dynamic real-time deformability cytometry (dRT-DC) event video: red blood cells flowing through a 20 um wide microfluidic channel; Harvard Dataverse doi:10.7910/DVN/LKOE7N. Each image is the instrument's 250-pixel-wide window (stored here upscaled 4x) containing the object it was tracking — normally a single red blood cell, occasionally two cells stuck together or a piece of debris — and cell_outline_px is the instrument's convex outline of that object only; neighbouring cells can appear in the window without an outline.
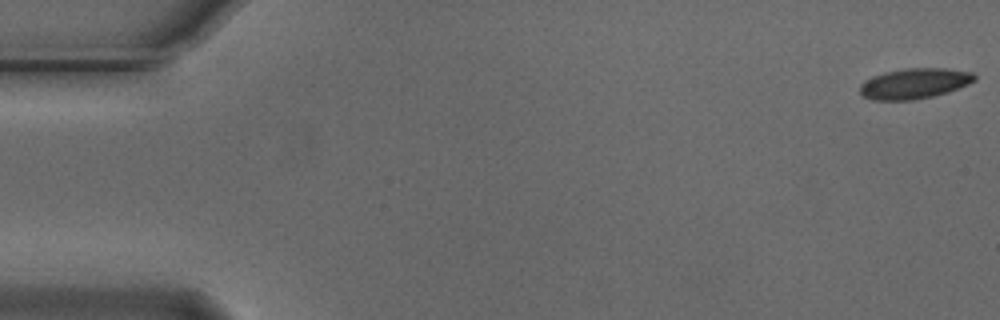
{"species": "Egyptian fruit bat (a non-hibernating species)", "species_latin": "Rousettus aegyptiacus", "temperature_condition": "cold", "stored_images_in_passage": 20, "camera_frame_rate_fps": 3000, "um_per_image_px": 0.085, "animal": {"sex": "male"}, "frame": {"image": 1, "passage_image": 1, "time_ms": 0.0, "image_size_px": [1000, 320], "cell_outline_px": [[976, 80], [968, 84], [948, 92], [932, 96], [912, 100], [872, 100], [864, 96], [860, 92], [860, 84], [864, 80], [872, 76], [884, 72], [904, 68], [948, 68], [972, 72], [976, 76]], "centroid_in_image_um": [77.72, 7.09], "position_along_channel_um": 7.3, "area_um2": 20.46}}
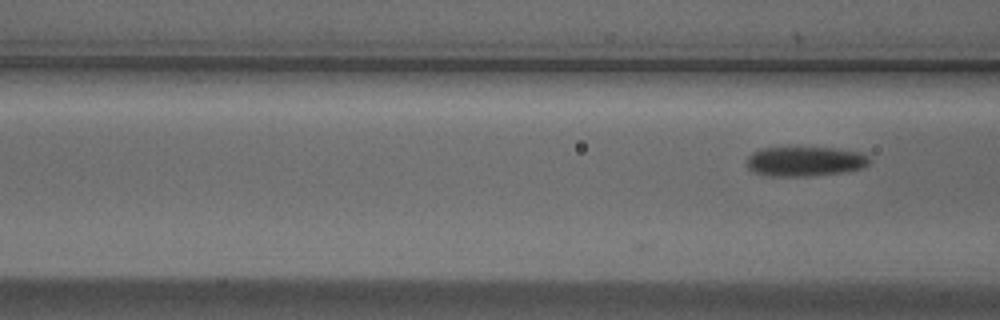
{"frame": {"image": 2, "passage_image": 20, "time_ms": 6.333, "image_size_px": [1000, 320], "cell_outline_px": [[872, 160], [868, 164], [860, 168], [844, 172], [812, 176], [772, 176], [756, 172], [748, 168], [748, 156], [752, 152], [764, 148], [840, 148], [860, 152], [868, 156]], "centroid_in_image_um": [68.47, 13.71], "position_along_channel_um": 98.1, "area_um2": 21.1}}